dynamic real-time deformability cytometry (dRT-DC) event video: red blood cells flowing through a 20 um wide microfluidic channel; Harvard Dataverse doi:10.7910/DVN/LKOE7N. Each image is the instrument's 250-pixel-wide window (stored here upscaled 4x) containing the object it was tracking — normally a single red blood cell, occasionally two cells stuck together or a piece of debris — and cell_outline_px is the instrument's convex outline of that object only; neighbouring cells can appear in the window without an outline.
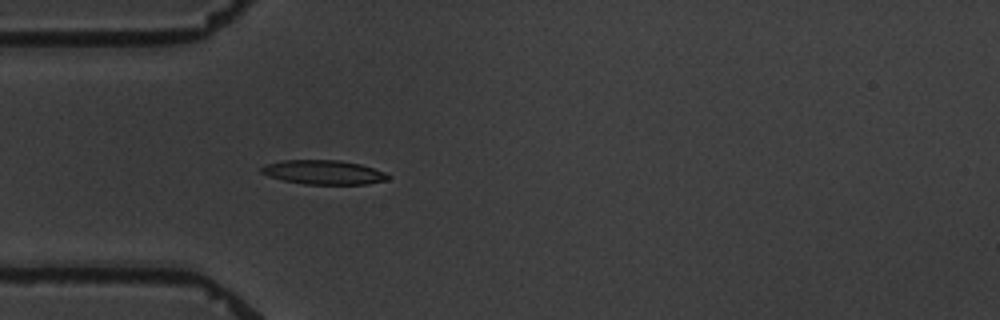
{"species": "common noctule bat (a hibernating species)", "species_latin": "Nyctalus noctula", "temperature_condition": "warm", "stored_images_in_passage": 5, "camera_frame_rate_fps": 3000, "um_per_image_px": 0.085, "animal": {"sex": "male", "body_mass_g": 19.5, "forearm_length_mm": 54.6}, "frame": {"image": 1, "passage_image": 5, "time_ms": 5.333, "image_size_px": [1000, 320], "cell_outline_px": [[388, 180], [368, 184], [304, 184], [284, 180], [268, 176], [260, 172], [260, 168], [264, 164], [284, 160], [340, 160], [360, 164], [384, 172], [388, 176]], "centroid_in_image_um": [27.47, 14.64], "position_along_channel_um": 57.5, "area_um2": 17.8}}